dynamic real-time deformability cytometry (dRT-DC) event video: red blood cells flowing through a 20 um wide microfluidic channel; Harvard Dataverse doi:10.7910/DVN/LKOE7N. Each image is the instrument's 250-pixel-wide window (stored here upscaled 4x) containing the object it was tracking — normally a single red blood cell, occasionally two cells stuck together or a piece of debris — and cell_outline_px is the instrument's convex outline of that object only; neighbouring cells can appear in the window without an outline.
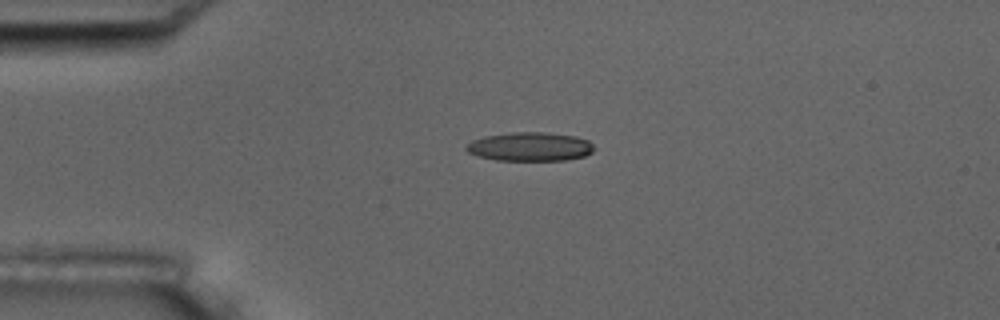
{"species": "common noctule bat (a hibernating species)", "species_latin": "Nyctalus noctula", "temperature_condition": "room temperature", "stored_images_in_passage": 2, "camera_frame_rate_fps": 3000, "um_per_image_px": 0.085, "animal": {"sex": "male", "body_mass_g": 17.5, "forearm_length_mm": 52.3}, "frame": {"image": 1, "passage_image": 1, "time_ms": 0.0, "image_size_px": [1000, 320], "cell_outline_px": [[596, 148], [592, 152], [584, 156], [564, 160], [496, 160], [480, 156], [468, 152], [464, 148], [472, 140], [484, 136], [508, 132], [544, 132], [576, 136], [588, 140]], "centroid_in_image_um": [45.06, 12.45], "position_along_channel_um": 39.9, "area_um2": 21.5}}